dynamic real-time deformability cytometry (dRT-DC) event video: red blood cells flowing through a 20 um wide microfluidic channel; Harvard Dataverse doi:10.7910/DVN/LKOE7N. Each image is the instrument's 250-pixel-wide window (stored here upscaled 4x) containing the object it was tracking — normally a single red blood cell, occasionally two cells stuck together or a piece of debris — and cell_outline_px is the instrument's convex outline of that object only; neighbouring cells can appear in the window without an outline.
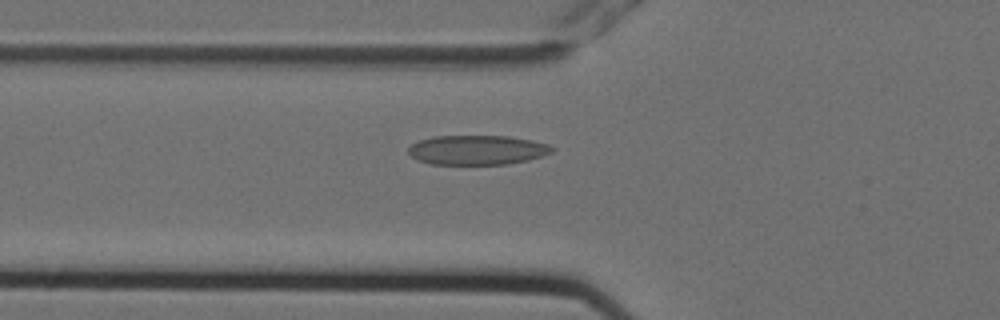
{"species": "Egyptian fruit bat (a non-hibernating species)", "species_latin": "Rousettus aegyptiacus", "temperature_condition": "cold", "stored_images_in_passage": 3, "camera_frame_rate_fps": 3000, "um_per_image_px": 0.085, "animal": {"sex": "female"}, "frame": {"image": 1, "passage_image": 3, "time_ms": 0.667, "image_size_px": [1000, 320], "cell_outline_px": [[556, 148], [552, 152], [528, 160], [508, 164], [428, 164], [416, 160], [408, 152], [408, 148], [412, 144], [420, 140], [436, 136], [508, 136], [532, 140], [548, 144]], "centroid_in_image_um": [40.56, 12.75], "position_along_channel_um": 85.2, "area_um2": 24.74}}